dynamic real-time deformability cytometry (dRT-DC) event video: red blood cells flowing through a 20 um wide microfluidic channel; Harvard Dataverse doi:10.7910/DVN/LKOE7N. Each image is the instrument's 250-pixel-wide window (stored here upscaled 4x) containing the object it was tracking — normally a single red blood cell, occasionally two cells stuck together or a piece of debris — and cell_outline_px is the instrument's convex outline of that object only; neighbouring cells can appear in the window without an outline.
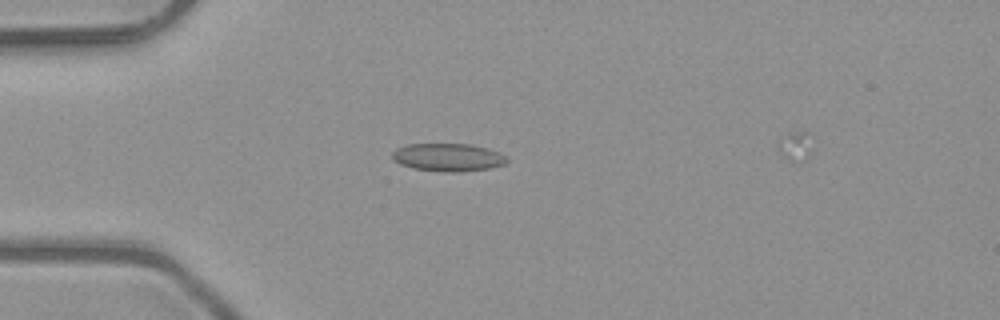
{"species": "common noctule bat (a hibernating species)", "species_latin": "Nyctalus noctula", "temperature_condition": "room temperature", "stored_images_in_passage": 2, "camera_frame_rate_fps": 3000, "um_per_image_px": 0.085, "animal": {"sex": "male", "body_mass_g": 23.1, "forearm_length_mm": 52.7}, "frame": {"image": 1, "passage_image": 1, "time_ms": 0.0, "image_size_px": [1000, 320], "cell_outline_px": [[508, 160], [504, 164], [488, 168], [456, 172], [444, 172], [412, 168], [400, 164], [392, 160], [392, 152], [396, 148], [408, 144], [472, 144], [488, 148], [500, 152]], "centroid_in_image_um": [38.05, 13.36], "position_along_channel_um": 47.0, "area_um2": 18.67}}